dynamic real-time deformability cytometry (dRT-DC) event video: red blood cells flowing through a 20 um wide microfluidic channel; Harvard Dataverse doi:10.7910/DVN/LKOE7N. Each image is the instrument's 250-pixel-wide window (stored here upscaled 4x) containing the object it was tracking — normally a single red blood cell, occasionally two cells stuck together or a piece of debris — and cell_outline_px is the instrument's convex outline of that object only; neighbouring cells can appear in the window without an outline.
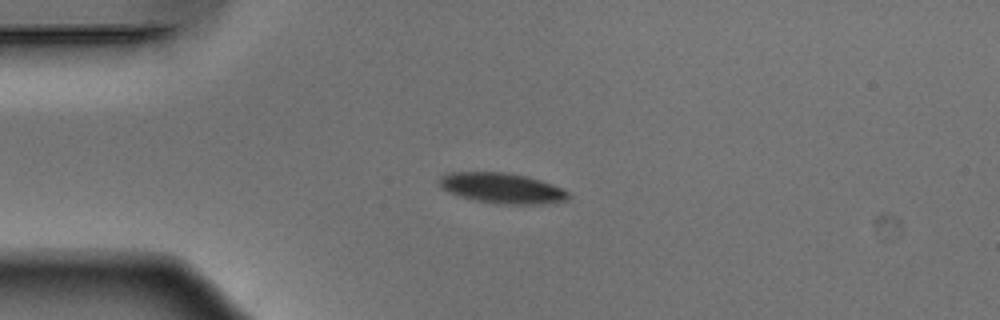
{"species": "Egyptian fruit bat (a non-hibernating species)", "species_latin": "Rousettus aegyptiacus", "temperature_condition": "warm", "stored_images_in_passage": 40, "camera_frame_rate_fps": 3000, "um_per_image_px": 0.085, "animal": {"sex": "male"}, "frame": {"image": 1, "passage_image": 1, "time_ms": 0.0, "image_size_px": [1000, 320], "cell_outline_px": [[572, 196], [568, 200], [536, 204], [496, 204], [476, 200], [460, 196], [448, 192], [440, 188], [436, 180], [440, 176], [448, 172], [504, 172], [524, 176], [540, 180], [552, 184], [568, 192]], "centroid_in_image_um": [42.61, 15.99], "position_along_channel_um": 42.4, "area_um2": 22.95}}
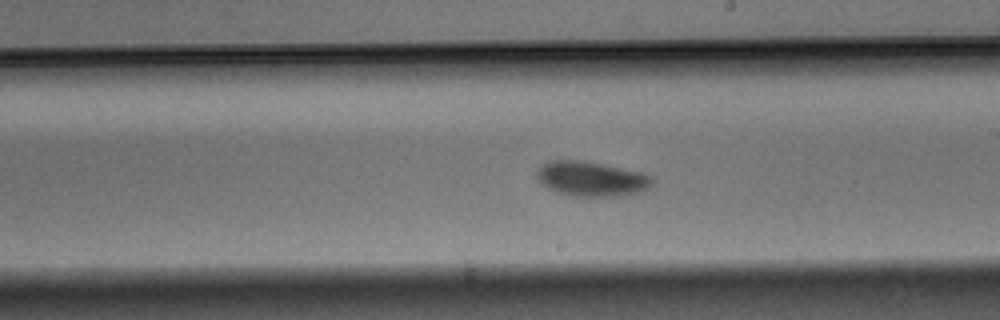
{"frame": {"image": 2, "passage_image": 18, "time_ms": 5.667, "image_size_px": [1000, 320], "cell_outline_px": [[656, 180], [644, 192], [620, 196], [572, 196], [556, 192], [548, 188], [536, 176], [536, 172], [540, 164], [548, 160], [584, 160], [604, 164], [640, 172], [652, 176]], "centroid_in_image_um": [50.29, 15.19], "position_along_channel_um": 238.7, "area_um2": 23.76}}
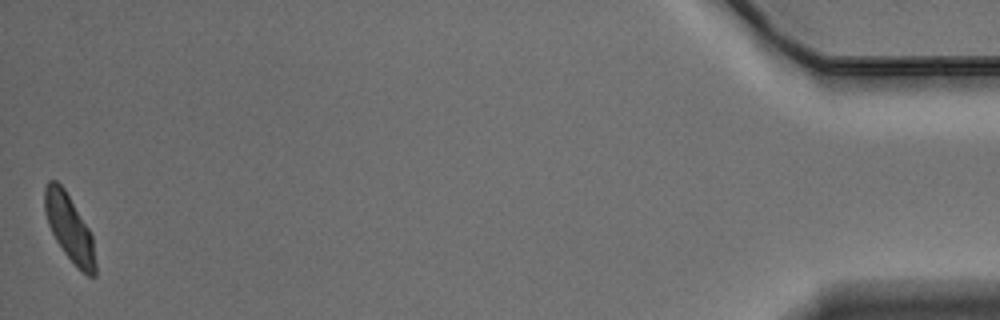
{"frame": {"image": 3, "passage_image": 40, "time_ms": 13.0, "image_size_px": [1000, 320], "cell_outline_px": [[96, 276], [88, 276], [64, 252], [56, 240], [48, 224], [44, 212], [44, 188], [48, 180], [56, 180], [64, 188], [88, 228], [92, 236], [96, 264]], "centroid_in_image_um": [5.88, 19.34], "position_along_channel_um": 429.3, "area_um2": 19.31}, "authors_computed_cell_mechanics": {"area_um2": 22.4553, "velocity_mm_per_s": 3.8762, "shape_relaxation_time_tau1_ms": 1.9173, "shape_relaxation_time_tau2_ms": 10.5823, "deformation_change_tau1": 0.1046, "deformation_change_tau2": 0.1385}}